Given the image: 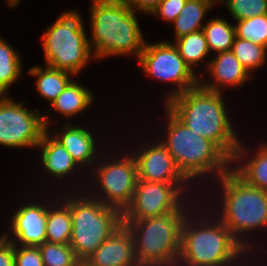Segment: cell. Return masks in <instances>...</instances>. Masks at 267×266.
Returning <instances> with one entry per match:
<instances>
[{
	"instance_id": "cell-3",
	"label": "cell",
	"mask_w": 267,
	"mask_h": 266,
	"mask_svg": "<svg viewBox=\"0 0 267 266\" xmlns=\"http://www.w3.org/2000/svg\"><path fill=\"white\" fill-rule=\"evenodd\" d=\"M165 110L167 138L161 143L187 181L211 172L220 178L231 169L232 160L215 143L188 128L168 108Z\"/></svg>"
},
{
	"instance_id": "cell-6",
	"label": "cell",
	"mask_w": 267,
	"mask_h": 266,
	"mask_svg": "<svg viewBox=\"0 0 267 266\" xmlns=\"http://www.w3.org/2000/svg\"><path fill=\"white\" fill-rule=\"evenodd\" d=\"M218 180H220L223 190V213H221L220 221L232 236L250 252L253 244L250 246L239 235H242L243 232L245 234L254 229L267 227V191L248 185L232 168Z\"/></svg>"
},
{
	"instance_id": "cell-14",
	"label": "cell",
	"mask_w": 267,
	"mask_h": 266,
	"mask_svg": "<svg viewBox=\"0 0 267 266\" xmlns=\"http://www.w3.org/2000/svg\"><path fill=\"white\" fill-rule=\"evenodd\" d=\"M47 205L28 203L16 210L12 217L10 232L3 236L20 246H39L46 242ZM18 239V240H17ZM17 241H20L17 243Z\"/></svg>"
},
{
	"instance_id": "cell-34",
	"label": "cell",
	"mask_w": 267,
	"mask_h": 266,
	"mask_svg": "<svg viewBox=\"0 0 267 266\" xmlns=\"http://www.w3.org/2000/svg\"><path fill=\"white\" fill-rule=\"evenodd\" d=\"M0 266H15L14 244L3 235L0 237Z\"/></svg>"
},
{
	"instance_id": "cell-11",
	"label": "cell",
	"mask_w": 267,
	"mask_h": 266,
	"mask_svg": "<svg viewBox=\"0 0 267 266\" xmlns=\"http://www.w3.org/2000/svg\"><path fill=\"white\" fill-rule=\"evenodd\" d=\"M131 155V156H130ZM101 164L96 171L101 195L97 200L119 210L122 214L130 206L136 188L138 173L133 154Z\"/></svg>"
},
{
	"instance_id": "cell-27",
	"label": "cell",
	"mask_w": 267,
	"mask_h": 266,
	"mask_svg": "<svg viewBox=\"0 0 267 266\" xmlns=\"http://www.w3.org/2000/svg\"><path fill=\"white\" fill-rule=\"evenodd\" d=\"M231 51L249 73L266 61L267 47L242 38L235 37Z\"/></svg>"
},
{
	"instance_id": "cell-25",
	"label": "cell",
	"mask_w": 267,
	"mask_h": 266,
	"mask_svg": "<svg viewBox=\"0 0 267 266\" xmlns=\"http://www.w3.org/2000/svg\"><path fill=\"white\" fill-rule=\"evenodd\" d=\"M180 56L184 62L194 71V66L205 59L209 54V48L202 30L181 36L175 39Z\"/></svg>"
},
{
	"instance_id": "cell-16",
	"label": "cell",
	"mask_w": 267,
	"mask_h": 266,
	"mask_svg": "<svg viewBox=\"0 0 267 266\" xmlns=\"http://www.w3.org/2000/svg\"><path fill=\"white\" fill-rule=\"evenodd\" d=\"M207 69L211 72L214 83L199 84L215 92H222L223 86H240L251 78L250 73L241 65L231 50L217 53L216 57L207 63Z\"/></svg>"
},
{
	"instance_id": "cell-36",
	"label": "cell",
	"mask_w": 267,
	"mask_h": 266,
	"mask_svg": "<svg viewBox=\"0 0 267 266\" xmlns=\"http://www.w3.org/2000/svg\"><path fill=\"white\" fill-rule=\"evenodd\" d=\"M206 2H208L212 7L215 4V2H223V4L227 1V0H204Z\"/></svg>"
},
{
	"instance_id": "cell-1",
	"label": "cell",
	"mask_w": 267,
	"mask_h": 266,
	"mask_svg": "<svg viewBox=\"0 0 267 266\" xmlns=\"http://www.w3.org/2000/svg\"><path fill=\"white\" fill-rule=\"evenodd\" d=\"M221 95L198 84L168 101L165 108L188 128L215 143L232 163H240L247 149L236 136Z\"/></svg>"
},
{
	"instance_id": "cell-4",
	"label": "cell",
	"mask_w": 267,
	"mask_h": 266,
	"mask_svg": "<svg viewBox=\"0 0 267 266\" xmlns=\"http://www.w3.org/2000/svg\"><path fill=\"white\" fill-rule=\"evenodd\" d=\"M197 220L198 224L189 216L183 220L177 266H226L248 252L220 220Z\"/></svg>"
},
{
	"instance_id": "cell-37",
	"label": "cell",
	"mask_w": 267,
	"mask_h": 266,
	"mask_svg": "<svg viewBox=\"0 0 267 266\" xmlns=\"http://www.w3.org/2000/svg\"><path fill=\"white\" fill-rule=\"evenodd\" d=\"M80 266H89L85 261L80 262Z\"/></svg>"
},
{
	"instance_id": "cell-8",
	"label": "cell",
	"mask_w": 267,
	"mask_h": 266,
	"mask_svg": "<svg viewBox=\"0 0 267 266\" xmlns=\"http://www.w3.org/2000/svg\"><path fill=\"white\" fill-rule=\"evenodd\" d=\"M77 11L61 14L41 38L46 66L77 75L87 64L92 51Z\"/></svg>"
},
{
	"instance_id": "cell-7",
	"label": "cell",
	"mask_w": 267,
	"mask_h": 266,
	"mask_svg": "<svg viewBox=\"0 0 267 266\" xmlns=\"http://www.w3.org/2000/svg\"><path fill=\"white\" fill-rule=\"evenodd\" d=\"M89 196L62 200L70 208L72 217V236L69 244L80 262L86 261L123 225V215L119 210Z\"/></svg>"
},
{
	"instance_id": "cell-17",
	"label": "cell",
	"mask_w": 267,
	"mask_h": 266,
	"mask_svg": "<svg viewBox=\"0 0 267 266\" xmlns=\"http://www.w3.org/2000/svg\"><path fill=\"white\" fill-rule=\"evenodd\" d=\"M69 125L66 123L61 134H56L54 138L65 147L77 165H92L96 153L92 133L87 128Z\"/></svg>"
},
{
	"instance_id": "cell-20",
	"label": "cell",
	"mask_w": 267,
	"mask_h": 266,
	"mask_svg": "<svg viewBox=\"0 0 267 266\" xmlns=\"http://www.w3.org/2000/svg\"><path fill=\"white\" fill-rule=\"evenodd\" d=\"M32 76L37 77L36 88L38 94L44 99L46 98L51 103L57 96L65 89V87L72 81L70 78L74 76L72 73L54 69L47 66L45 69L42 67H32L29 70ZM70 76V77H69Z\"/></svg>"
},
{
	"instance_id": "cell-24",
	"label": "cell",
	"mask_w": 267,
	"mask_h": 266,
	"mask_svg": "<svg viewBox=\"0 0 267 266\" xmlns=\"http://www.w3.org/2000/svg\"><path fill=\"white\" fill-rule=\"evenodd\" d=\"M202 31L207 40L209 51L216 53L230 51L236 37L235 25L228 23L227 20L214 18L207 21Z\"/></svg>"
},
{
	"instance_id": "cell-26",
	"label": "cell",
	"mask_w": 267,
	"mask_h": 266,
	"mask_svg": "<svg viewBox=\"0 0 267 266\" xmlns=\"http://www.w3.org/2000/svg\"><path fill=\"white\" fill-rule=\"evenodd\" d=\"M0 37V95H5L8 88L21 74L19 54Z\"/></svg>"
},
{
	"instance_id": "cell-32",
	"label": "cell",
	"mask_w": 267,
	"mask_h": 266,
	"mask_svg": "<svg viewBox=\"0 0 267 266\" xmlns=\"http://www.w3.org/2000/svg\"><path fill=\"white\" fill-rule=\"evenodd\" d=\"M187 0H162L157 8L151 13L158 15L164 21L174 22L175 18L181 14Z\"/></svg>"
},
{
	"instance_id": "cell-12",
	"label": "cell",
	"mask_w": 267,
	"mask_h": 266,
	"mask_svg": "<svg viewBox=\"0 0 267 266\" xmlns=\"http://www.w3.org/2000/svg\"><path fill=\"white\" fill-rule=\"evenodd\" d=\"M181 186H183L181 183L137 180L132 202L122 214L123 220H140L180 210L184 207L181 204L183 202Z\"/></svg>"
},
{
	"instance_id": "cell-33",
	"label": "cell",
	"mask_w": 267,
	"mask_h": 266,
	"mask_svg": "<svg viewBox=\"0 0 267 266\" xmlns=\"http://www.w3.org/2000/svg\"><path fill=\"white\" fill-rule=\"evenodd\" d=\"M124 3L130 10H138L144 14H151L162 0H117Z\"/></svg>"
},
{
	"instance_id": "cell-2",
	"label": "cell",
	"mask_w": 267,
	"mask_h": 266,
	"mask_svg": "<svg viewBox=\"0 0 267 266\" xmlns=\"http://www.w3.org/2000/svg\"><path fill=\"white\" fill-rule=\"evenodd\" d=\"M90 14L92 38L88 41L93 57L134 54L139 58L145 40L135 11L117 0H93Z\"/></svg>"
},
{
	"instance_id": "cell-30",
	"label": "cell",
	"mask_w": 267,
	"mask_h": 266,
	"mask_svg": "<svg viewBox=\"0 0 267 266\" xmlns=\"http://www.w3.org/2000/svg\"><path fill=\"white\" fill-rule=\"evenodd\" d=\"M225 6L236 21L267 14V0H227Z\"/></svg>"
},
{
	"instance_id": "cell-10",
	"label": "cell",
	"mask_w": 267,
	"mask_h": 266,
	"mask_svg": "<svg viewBox=\"0 0 267 266\" xmlns=\"http://www.w3.org/2000/svg\"><path fill=\"white\" fill-rule=\"evenodd\" d=\"M8 96L0 95V145L37 147L48 128V116L31 111Z\"/></svg>"
},
{
	"instance_id": "cell-35",
	"label": "cell",
	"mask_w": 267,
	"mask_h": 266,
	"mask_svg": "<svg viewBox=\"0 0 267 266\" xmlns=\"http://www.w3.org/2000/svg\"><path fill=\"white\" fill-rule=\"evenodd\" d=\"M7 2H8L9 7H14L19 4L20 0H8Z\"/></svg>"
},
{
	"instance_id": "cell-5",
	"label": "cell",
	"mask_w": 267,
	"mask_h": 266,
	"mask_svg": "<svg viewBox=\"0 0 267 266\" xmlns=\"http://www.w3.org/2000/svg\"><path fill=\"white\" fill-rule=\"evenodd\" d=\"M184 208L162 216L123 220L134 240L139 266H177Z\"/></svg>"
},
{
	"instance_id": "cell-15",
	"label": "cell",
	"mask_w": 267,
	"mask_h": 266,
	"mask_svg": "<svg viewBox=\"0 0 267 266\" xmlns=\"http://www.w3.org/2000/svg\"><path fill=\"white\" fill-rule=\"evenodd\" d=\"M85 262L89 266H139L131 232L123 224Z\"/></svg>"
},
{
	"instance_id": "cell-19",
	"label": "cell",
	"mask_w": 267,
	"mask_h": 266,
	"mask_svg": "<svg viewBox=\"0 0 267 266\" xmlns=\"http://www.w3.org/2000/svg\"><path fill=\"white\" fill-rule=\"evenodd\" d=\"M93 94L78 84L71 81L65 89L50 104L52 109L70 118L85 110L93 103Z\"/></svg>"
},
{
	"instance_id": "cell-31",
	"label": "cell",
	"mask_w": 267,
	"mask_h": 266,
	"mask_svg": "<svg viewBox=\"0 0 267 266\" xmlns=\"http://www.w3.org/2000/svg\"><path fill=\"white\" fill-rule=\"evenodd\" d=\"M15 266H44L38 246H19L14 244Z\"/></svg>"
},
{
	"instance_id": "cell-28",
	"label": "cell",
	"mask_w": 267,
	"mask_h": 266,
	"mask_svg": "<svg viewBox=\"0 0 267 266\" xmlns=\"http://www.w3.org/2000/svg\"><path fill=\"white\" fill-rule=\"evenodd\" d=\"M44 266H80L70 244L44 242L38 246Z\"/></svg>"
},
{
	"instance_id": "cell-29",
	"label": "cell",
	"mask_w": 267,
	"mask_h": 266,
	"mask_svg": "<svg viewBox=\"0 0 267 266\" xmlns=\"http://www.w3.org/2000/svg\"><path fill=\"white\" fill-rule=\"evenodd\" d=\"M236 22V37L267 47V14Z\"/></svg>"
},
{
	"instance_id": "cell-21",
	"label": "cell",
	"mask_w": 267,
	"mask_h": 266,
	"mask_svg": "<svg viewBox=\"0 0 267 266\" xmlns=\"http://www.w3.org/2000/svg\"><path fill=\"white\" fill-rule=\"evenodd\" d=\"M62 204L53 208L47 205L46 242L69 244L72 236V217L70 208Z\"/></svg>"
},
{
	"instance_id": "cell-13",
	"label": "cell",
	"mask_w": 267,
	"mask_h": 266,
	"mask_svg": "<svg viewBox=\"0 0 267 266\" xmlns=\"http://www.w3.org/2000/svg\"><path fill=\"white\" fill-rule=\"evenodd\" d=\"M136 154L134 153L133 156L137 164L138 180L162 183H185L187 181L177 169L171 154L161 141L155 145L145 146Z\"/></svg>"
},
{
	"instance_id": "cell-9",
	"label": "cell",
	"mask_w": 267,
	"mask_h": 266,
	"mask_svg": "<svg viewBox=\"0 0 267 266\" xmlns=\"http://www.w3.org/2000/svg\"><path fill=\"white\" fill-rule=\"evenodd\" d=\"M146 43L145 41L143 51L137 59L146 75L178 85L176 90L168 95L165 103L201 82L172 42Z\"/></svg>"
},
{
	"instance_id": "cell-23",
	"label": "cell",
	"mask_w": 267,
	"mask_h": 266,
	"mask_svg": "<svg viewBox=\"0 0 267 266\" xmlns=\"http://www.w3.org/2000/svg\"><path fill=\"white\" fill-rule=\"evenodd\" d=\"M257 151L254 157L232 170L248 185L267 191V144L261 145Z\"/></svg>"
},
{
	"instance_id": "cell-18",
	"label": "cell",
	"mask_w": 267,
	"mask_h": 266,
	"mask_svg": "<svg viewBox=\"0 0 267 266\" xmlns=\"http://www.w3.org/2000/svg\"><path fill=\"white\" fill-rule=\"evenodd\" d=\"M47 130L37 145V148H42V166L46 172L62 178L77 167L69 152L65 147L57 141L54 137H50Z\"/></svg>"
},
{
	"instance_id": "cell-22",
	"label": "cell",
	"mask_w": 267,
	"mask_h": 266,
	"mask_svg": "<svg viewBox=\"0 0 267 266\" xmlns=\"http://www.w3.org/2000/svg\"><path fill=\"white\" fill-rule=\"evenodd\" d=\"M212 6L204 0H187L181 14L175 20V39L202 30L205 13Z\"/></svg>"
}]
</instances>
